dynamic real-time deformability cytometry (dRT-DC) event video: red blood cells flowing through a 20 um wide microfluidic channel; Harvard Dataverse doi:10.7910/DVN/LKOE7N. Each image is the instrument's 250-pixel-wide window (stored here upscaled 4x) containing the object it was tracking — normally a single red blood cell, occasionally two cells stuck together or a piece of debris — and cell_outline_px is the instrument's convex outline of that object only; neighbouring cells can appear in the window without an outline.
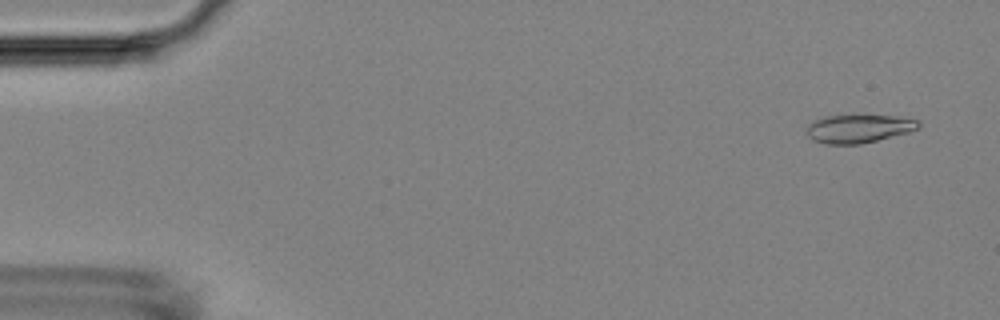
{"species": "Egyptian fruit bat (a non-hibernating species)", "species_latin": "Rousettus aegyptiacus", "temperature_condition": "room temperature", "stored_images_in_passage": 54, "camera_frame_rate_fps": 3000, "um_per_image_px": 0.085, "animal": {"sex": "female"}, "frame": {"image": 1, "passage_image": 3, "time_ms": 0.667, "image_size_px": [1000, 320], "cell_outline_px": [[920, 128], [908, 132], [860, 144], [828, 144], [812, 140], [808, 136], [808, 124], [812, 120], [824, 116], [896, 116], [920, 120]], "centroid_in_image_um": [72.98, 10.93], "position_along_channel_um": 12.0, "area_um2": 18.26}}
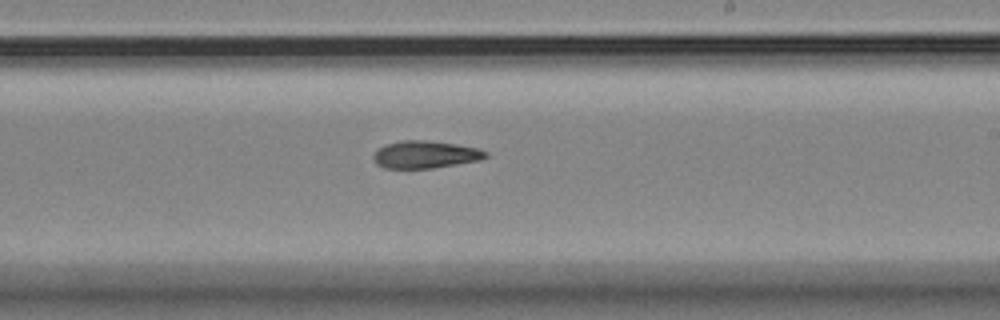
{"frame": {"image": 2, "passage_image": 32, "time_ms": 10.333, "image_size_px": [1000, 320], "cell_outline_px": [[488, 156], [480, 160], [432, 168], [384, 168], [376, 164], [372, 156], [384, 144], [400, 140], [424, 140], [456, 144], [476, 148], [488, 152]], "centroid_in_image_um": [36.13, 13.13], "position_along_channel_um": 252.9, "area_um2": 17.86}}
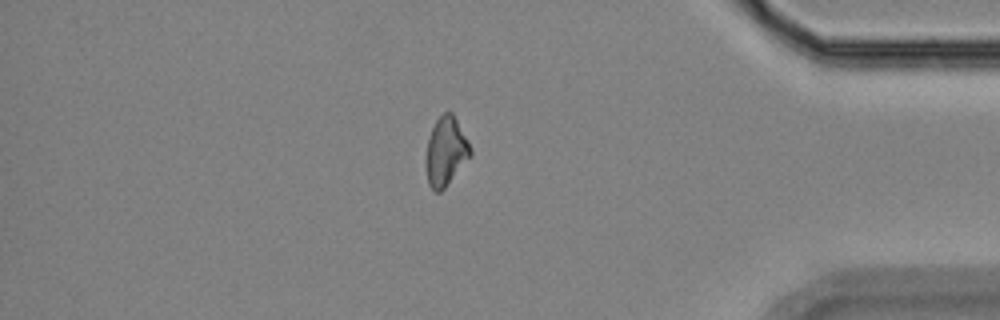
{"frame": {"image": 3, "passage_image": 46, "time_ms": 15.0, "image_size_px": [1000, 320], "cell_outline_px": [[472, 156], [444, 188], [440, 192], [436, 192], [428, 184], [424, 160], [428, 140], [432, 128], [436, 120], [444, 112], [452, 112], [472, 148]], "centroid_in_image_um": [37.89, 12.89], "position_along_channel_um": 397.3, "area_um2": 17.92}}